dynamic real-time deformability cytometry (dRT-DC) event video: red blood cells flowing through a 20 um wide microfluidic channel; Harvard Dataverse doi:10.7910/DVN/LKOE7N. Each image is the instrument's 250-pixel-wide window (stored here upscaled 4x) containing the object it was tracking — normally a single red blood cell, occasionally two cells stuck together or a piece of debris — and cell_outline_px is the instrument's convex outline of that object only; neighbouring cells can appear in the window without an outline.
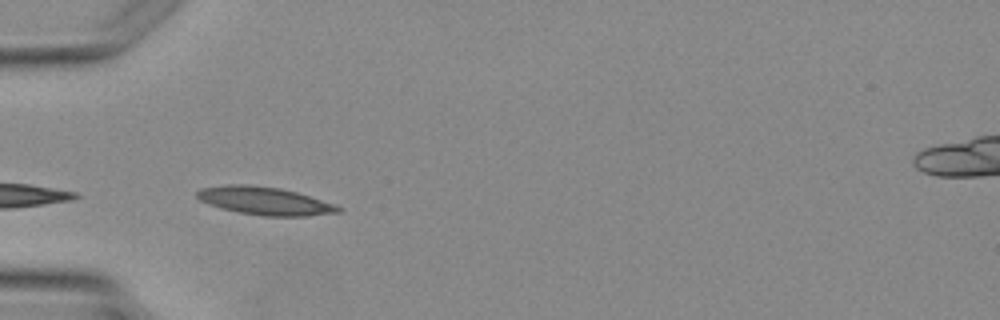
{"species": "Egyptian fruit bat (a non-hibernating species)", "species_latin": "Rousettus aegyptiacus", "temperature_condition": "warm", "stored_images_in_passage": 3, "camera_frame_rate_fps": 3000, "um_per_image_px": 0.085, "animal": {"sex": "female"}, "frame": {"image": 1, "passage_image": 3, "time_ms": 2.333, "image_size_px": [1000, 320], "cell_outline_px": [[340, 212], [304, 216], [264, 216], [240, 212], [220, 208], [208, 204], [200, 200], [196, 196], [196, 192], [200, 188], [228, 184], [248, 184], [280, 188], [296, 192], [332, 204], [340, 208]], "centroid_in_image_um": [22.42, 17.06], "position_along_channel_um": 62.6, "area_um2": 22.72}}